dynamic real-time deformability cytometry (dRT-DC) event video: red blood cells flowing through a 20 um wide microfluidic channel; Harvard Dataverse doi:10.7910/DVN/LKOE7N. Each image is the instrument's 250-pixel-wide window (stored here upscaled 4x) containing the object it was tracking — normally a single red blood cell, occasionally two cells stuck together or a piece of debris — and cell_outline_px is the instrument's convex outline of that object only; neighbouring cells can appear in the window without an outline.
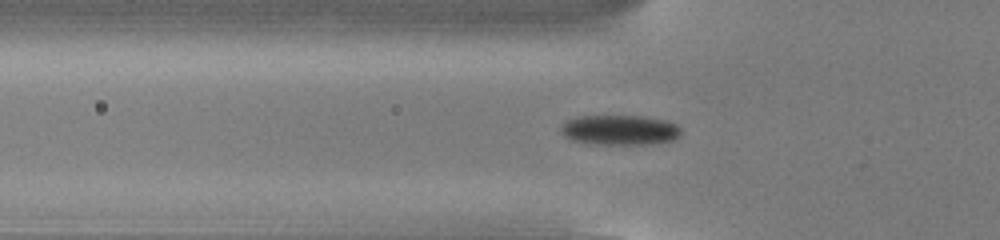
{"species": "common noctule bat (a hibernating species)", "species_latin": "Nyctalus noctula", "temperature_condition": "cold", "stored_images_in_passage": 53, "camera_frame_rate_fps": 3000, "um_per_image_px": 0.085, "animal": {"sex": "male", "body_mass_g": 13.0, "forearm_length_mm": 53.1}, "frame": {"image": 1, "passage_image": 18, "time_ms": 5.667, "image_size_px": [1000, 240], "cell_outline_px": [[680, 136], [672, 140], [652, 144], [588, 144], [572, 140], [564, 136], [560, 128], [560, 124], [568, 120], [580, 116], [644, 116], [664, 120], [676, 124], [680, 128]], "centroid_in_image_um": [52.66, 11.05], "position_along_channel_um": 73.1, "area_um2": 21.1}}
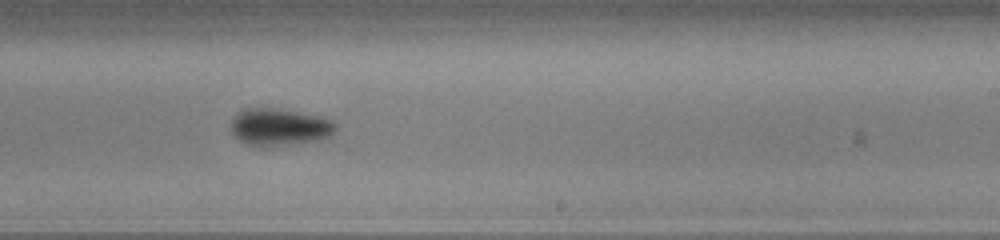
{"frame": {"image": 2, "passage_image": 33, "time_ms": 10.667, "image_size_px": [1000, 240], "cell_outline_px": [[336, 128], [328, 136], [320, 140], [264, 148], [248, 144], [240, 140], [232, 132], [232, 120], [244, 108], [272, 108], [320, 116], [332, 120], [336, 124]], "centroid_in_image_um": [23.76, 10.82], "position_along_channel_um": 265.2, "area_um2": 22.48}}
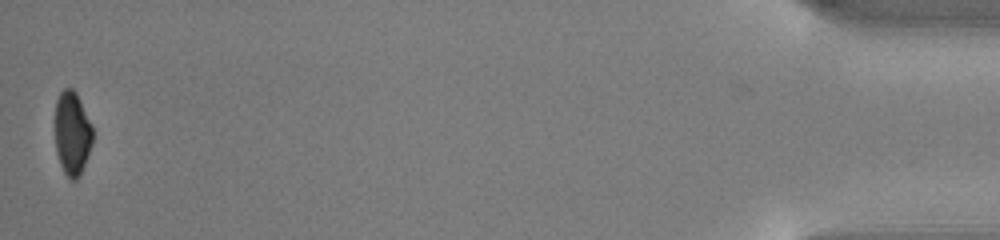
{"frame": {"image": 3, "passage_image": 53, "time_ms": 17.333, "image_size_px": [1000, 240], "cell_outline_px": [[92, 144], [88, 156], [76, 180], [72, 180], [64, 172], [60, 164], [56, 152], [56, 100], [60, 92], [64, 88], [72, 88], [76, 92], [92, 124]], "centroid_in_image_um": [6.14, 11.3], "position_along_channel_um": 429.1, "area_um2": 18.15}, "authors_computed_cell_mechanics": {"area_um2": 20.6346, "velocity_mm_per_s": 3.8472, "shape_relaxation_time_tau1_ms": 2.4417, "shape_relaxation_time_tau2_ms": null, "deformation_change_tau1": 0.1106, "deformation_change_tau2": null}}